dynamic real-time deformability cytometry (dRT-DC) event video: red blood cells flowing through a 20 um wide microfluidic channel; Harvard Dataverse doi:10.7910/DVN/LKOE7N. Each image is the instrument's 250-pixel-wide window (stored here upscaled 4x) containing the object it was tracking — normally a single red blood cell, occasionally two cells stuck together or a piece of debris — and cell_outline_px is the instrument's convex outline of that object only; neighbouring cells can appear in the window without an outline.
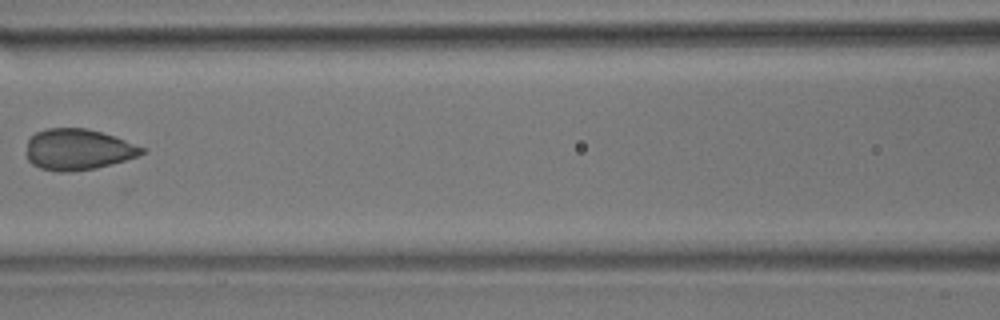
{"species": "common noctule bat (a hibernating species)", "species_latin": "Nyctalus noctula", "temperature_condition": "room temperature", "stored_images_in_passage": 7, "camera_frame_rate_fps": 3000, "um_per_image_px": 0.085, "animal": {"sex": "male", "body_mass_g": 17.9}, "frame": {"image": 1, "passage_image": 6, "time_ms": 6.667, "image_size_px": [1000, 320], "cell_outline_px": [[148, 148], [144, 152], [136, 156], [124, 160], [96, 168], [72, 172], [56, 172], [40, 168], [32, 164], [28, 160], [24, 152], [28, 140], [36, 132], [48, 128], [88, 128]], "centroid_in_image_um": [6.58, 12.71], "position_along_channel_um": 160.0, "area_um2": 27.74}}
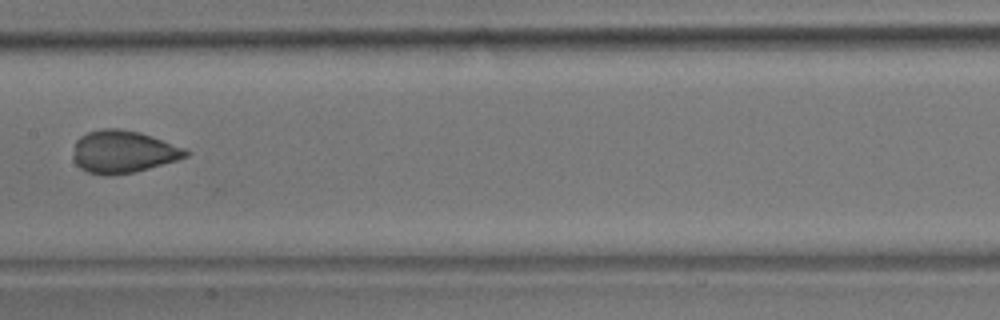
{"frame": {"image": 2, "passage_image": 7, "time_ms": 7.667, "image_size_px": [1000, 320], "cell_outline_px": [[192, 152], [188, 156], [176, 160], [136, 172], [112, 176], [104, 176], [88, 172], [80, 168], [76, 164], [72, 156], [76, 140], [80, 136], [88, 132], [100, 128], [120, 128], [140, 132], [152, 136], [184, 148]], "centroid_in_image_um": [10.44, 12.9], "position_along_channel_um": 197.0, "area_um2": 28.15}}